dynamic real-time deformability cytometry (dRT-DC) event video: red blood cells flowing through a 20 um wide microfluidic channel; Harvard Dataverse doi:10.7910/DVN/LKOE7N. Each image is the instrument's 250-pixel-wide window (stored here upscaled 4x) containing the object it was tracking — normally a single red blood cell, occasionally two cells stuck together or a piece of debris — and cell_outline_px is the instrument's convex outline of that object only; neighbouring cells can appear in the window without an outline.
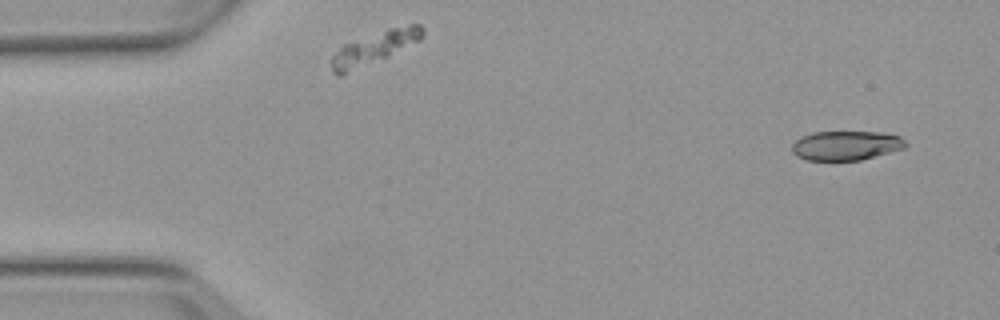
{"species": "Egyptian fruit bat (a non-hibernating species)", "species_latin": "Rousettus aegyptiacus", "temperature_condition": "warm", "stored_images_in_passage": 5, "camera_frame_rate_fps": 3000, "um_per_image_px": 0.085, "animal": {"sex": "female"}, "frame": {"image": 1, "passage_image": 1, "time_ms": 0.0, "image_size_px": [1000, 320], "cell_outline_px": [[908, 144], [904, 148], [860, 160], [808, 160], [796, 156], [792, 152], [792, 144], [796, 140], [812, 132], [880, 132], [900, 136]], "centroid_in_image_um": [71.9, 12.37], "position_along_channel_um": 13.1, "area_um2": 19.31}}
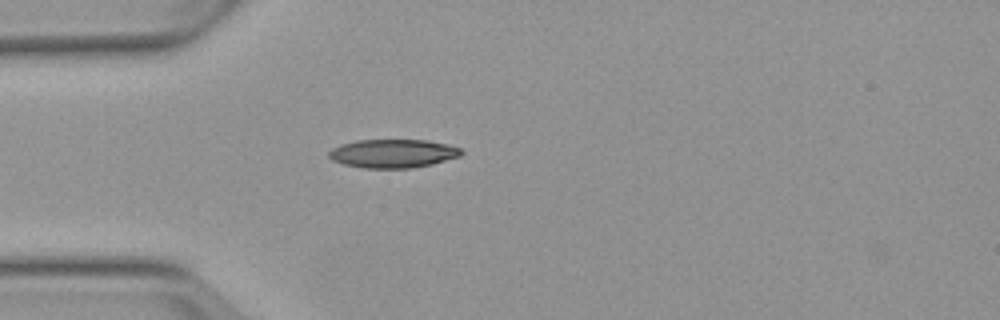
{"frame": {"image": 2, "passage_image": 4, "time_ms": 3.667, "image_size_px": [1000, 320], "cell_outline_px": [[464, 152], [460, 156], [432, 164], [412, 168], [364, 168], [344, 164], [332, 160], [328, 156], [328, 152], [332, 148], [340, 144], [356, 140], [428, 140], [448, 144], [460, 148]], "centroid_in_image_um": [33.4, 13.04], "position_along_channel_um": 51.6, "area_um2": 22.14}}